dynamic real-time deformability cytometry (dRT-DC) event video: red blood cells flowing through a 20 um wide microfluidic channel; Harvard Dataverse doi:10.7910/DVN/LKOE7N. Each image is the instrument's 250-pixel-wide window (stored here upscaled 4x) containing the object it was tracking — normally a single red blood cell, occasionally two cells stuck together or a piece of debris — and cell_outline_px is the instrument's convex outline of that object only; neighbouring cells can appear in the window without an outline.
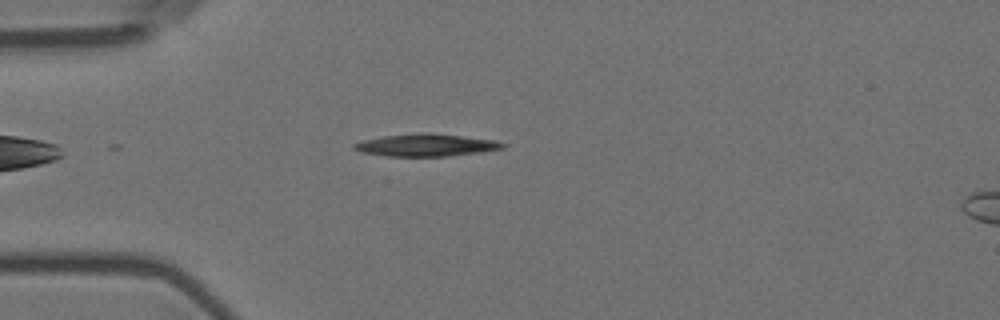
{"species": "Egyptian fruit bat (a non-hibernating species)", "species_latin": "Rousettus aegyptiacus", "temperature_condition": "room temperature", "stored_images_in_passage": 21, "camera_frame_rate_fps": 3000, "um_per_image_px": 0.085, "animal": {"sex": "female"}, "frame": {"image": 1, "passage_image": 6, "time_ms": 1.667, "image_size_px": [1000, 320], "cell_outline_px": [[508, 144], [504, 148], [480, 152], [448, 156], [388, 156], [360, 152], [352, 148], [352, 144], [364, 140], [384, 136], [420, 132], [428, 132], [496, 140]], "centroid_in_image_um": [36.23, 12.33], "position_along_channel_um": 48.8, "area_um2": 19.42}}
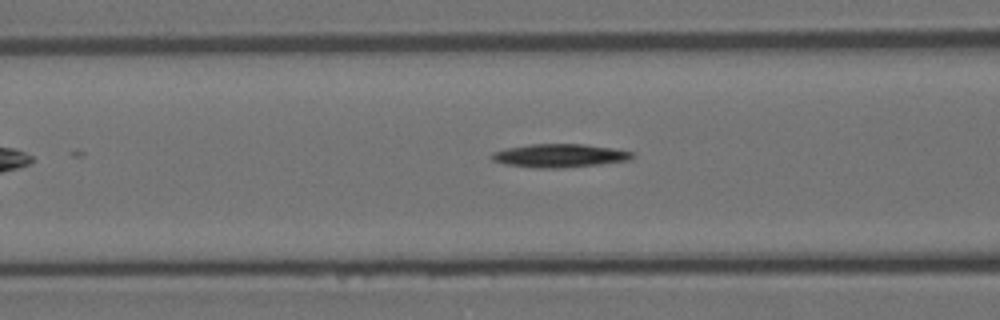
{"frame": {"image": 2, "passage_image": 13, "time_ms": 4.0, "image_size_px": [1000, 320], "cell_outline_px": [[636, 156], [628, 160], [600, 164], [564, 168], [536, 168], [504, 164], [492, 160], [492, 152], [508, 148], [532, 144], [584, 144], [612, 148], [636, 152]], "centroid_in_image_um": [47.61, 13.23], "position_along_channel_um": 119.0, "area_um2": 19.19}}
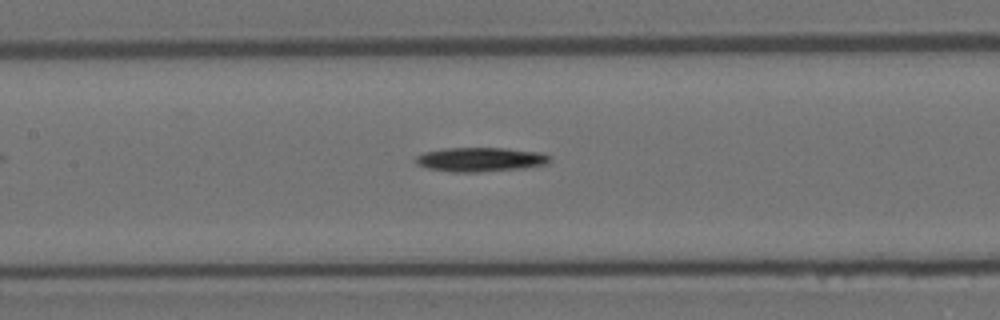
{"frame": {"image": 3, "passage_image": 17, "time_ms": 5.333, "image_size_px": [1000, 320], "cell_outline_px": [[552, 160], [548, 164], [524, 168], [480, 172], [448, 172], [428, 168], [416, 164], [416, 156], [424, 152], [444, 148], [504, 148], [540, 152], [552, 156]], "centroid_in_image_um": [40.87, 13.56], "position_along_channel_um": 166.5, "area_um2": 19.13}}